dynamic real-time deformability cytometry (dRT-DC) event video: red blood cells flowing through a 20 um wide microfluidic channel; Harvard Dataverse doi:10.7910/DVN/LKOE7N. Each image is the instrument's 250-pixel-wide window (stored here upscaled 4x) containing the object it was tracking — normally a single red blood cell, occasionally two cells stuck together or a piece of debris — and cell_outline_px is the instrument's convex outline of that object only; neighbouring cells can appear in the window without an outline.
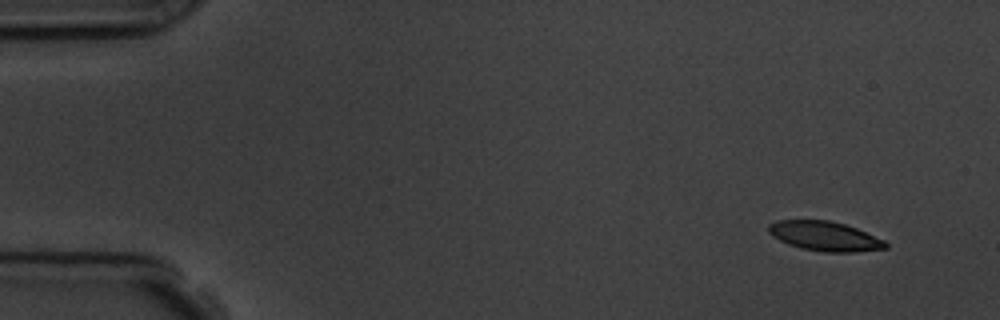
{"species": "common noctule bat (a hibernating species)", "species_latin": "Nyctalus noctula", "temperature_condition": "room temperature", "stored_images_in_passage": 6, "camera_frame_rate_fps": 3000, "um_per_image_px": 0.085, "animal": {"sex": "male", "body_mass_g": 19.5, "forearm_length_mm": 54.6}, "frame": {"image": 1, "passage_image": 1, "time_ms": 0.0, "image_size_px": [1000, 320], "cell_outline_px": [[888, 248], [852, 252], [824, 252], [800, 248], [788, 244], [772, 236], [768, 232], [768, 224], [776, 220], [828, 220], [844, 224], [856, 228], [884, 240], [888, 244]], "centroid_in_image_um": [70.08, 20.07], "position_along_channel_um": 14.9, "area_um2": 20.11}}
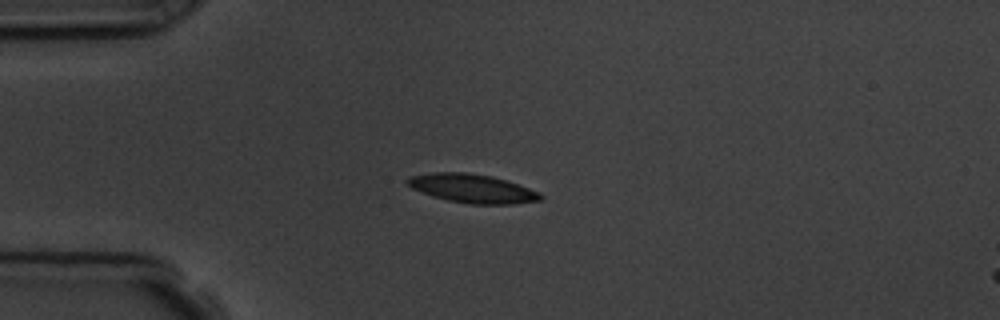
{"frame": {"image": 2, "passage_image": 4, "time_ms": 3.333, "image_size_px": [1000, 320], "cell_outline_px": [[544, 196], [540, 200], [512, 204], [472, 204], [448, 200], [432, 196], [412, 188], [404, 180], [408, 176], [432, 172], [468, 172], [492, 176], [540, 192]], "centroid_in_image_um": [40.11, 16.01], "position_along_channel_um": 44.9, "area_um2": 22.2}}